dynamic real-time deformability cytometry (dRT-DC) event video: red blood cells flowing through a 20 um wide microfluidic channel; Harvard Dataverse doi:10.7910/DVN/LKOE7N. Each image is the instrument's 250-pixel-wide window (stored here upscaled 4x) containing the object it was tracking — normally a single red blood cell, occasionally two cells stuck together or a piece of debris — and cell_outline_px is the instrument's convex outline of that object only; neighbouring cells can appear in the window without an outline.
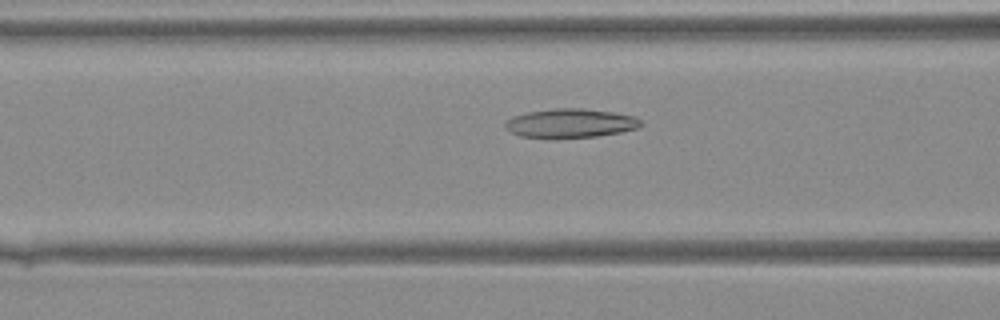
{"species": "Egyptian fruit bat (a non-hibernating species)", "species_latin": "Rousettus aegyptiacus", "temperature_condition": "warm", "stored_images_in_passage": 33, "camera_frame_rate_fps": 3000, "um_per_image_px": 0.085, "animal": {"sex": "female"}, "frame": {"image": 1, "passage_image": 9, "time_ms": 2.667, "image_size_px": [1000, 320], "cell_outline_px": [[644, 124], [636, 128], [620, 132], [596, 136], [556, 140], [520, 136], [504, 128], [504, 124], [512, 116], [528, 112], [556, 108], [580, 108], [612, 112], [636, 116]], "centroid_in_image_um": [48.46, 10.5], "position_along_channel_um": 118.1, "area_um2": 23.35}}
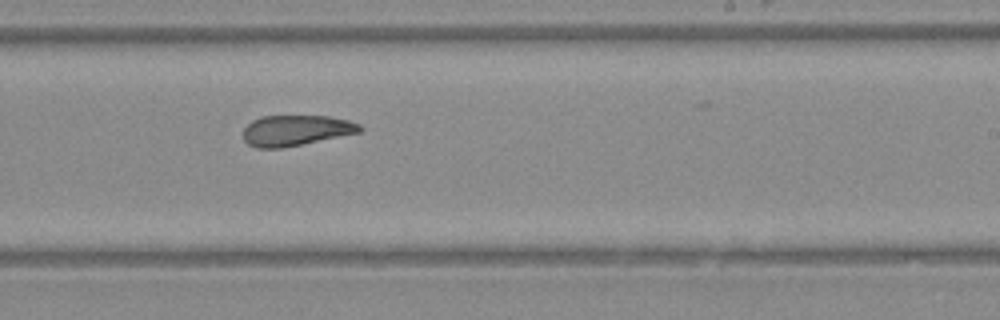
{"frame": {"image": 2, "passage_image": 18, "time_ms": 5.667, "image_size_px": [1000, 320], "cell_outline_px": [[364, 128], [360, 132], [280, 148], [256, 148], [248, 144], [244, 140], [244, 128], [252, 120], [260, 116], [328, 116], [348, 120], [360, 124]], "centroid_in_image_um": [25.13, 11.07], "position_along_channel_um": 263.9, "area_um2": 20.63}}
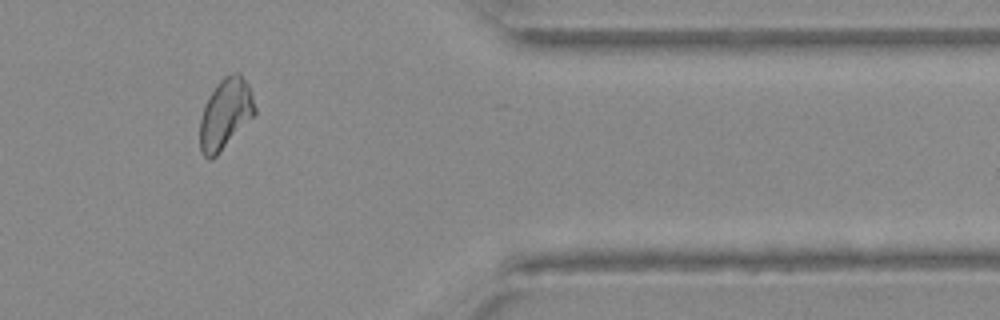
{"frame": {"image": 3, "passage_image": 27, "time_ms": 8.667, "image_size_px": [1000, 320], "cell_outline_px": [[256, 112], [220, 152], [212, 160], [208, 160], [200, 152], [200, 120], [208, 96], [216, 84], [224, 76], [232, 72], [240, 72], [248, 84], [252, 92], [256, 108]], "centroid_in_image_um": [19.15, 9.66], "position_along_channel_um": 392.3, "area_um2": 22.54}}